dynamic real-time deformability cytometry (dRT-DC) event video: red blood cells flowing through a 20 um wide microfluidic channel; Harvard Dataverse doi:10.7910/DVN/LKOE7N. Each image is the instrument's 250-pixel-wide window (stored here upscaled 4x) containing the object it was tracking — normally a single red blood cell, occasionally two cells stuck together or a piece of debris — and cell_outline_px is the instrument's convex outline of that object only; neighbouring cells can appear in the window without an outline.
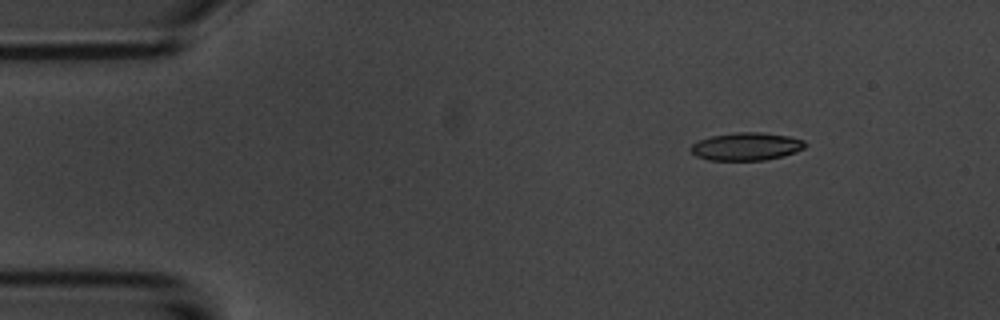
{"species": "common noctule bat (a hibernating species)", "species_latin": "Nyctalus noctula", "temperature_condition": "room temperature", "stored_images_in_passage": 6, "camera_frame_rate_fps": 3000, "um_per_image_px": 0.085, "animal": {"sex": "male", "body_mass_g": 20.1, "forearm_length_mm": 53.5}, "frame": {"image": 1, "passage_image": 1, "time_ms": 0.0, "image_size_px": [1000, 320], "cell_outline_px": [[808, 144], [804, 148], [784, 156], [764, 160], [708, 160], [696, 156], [688, 148], [692, 144], [700, 140], [712, 136], [736, 132], [760, 132], [788, 136], [804, 140]], "centroid_in_image_um": [63.44, 12.45], "position_along_channel_um": 21.6, "area_um2": 18.55}}
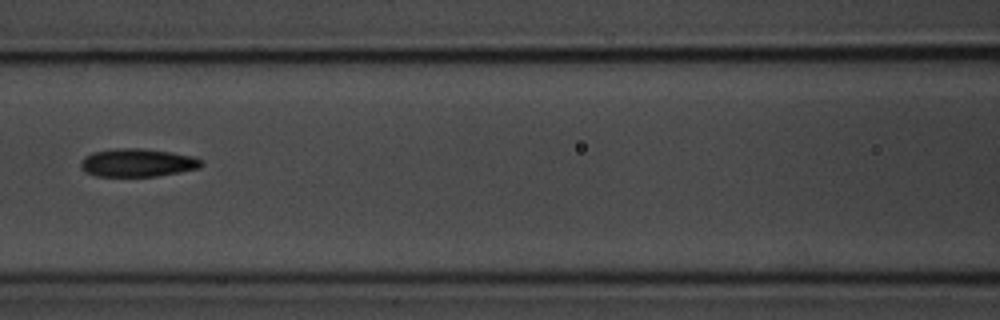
{"frame": {"image": 2, "passage_image": 6, "time_ms": 5.667, "image_size_px": [1000, 320], "cell_outline_px": [[204, 164], [200, 168], [180, 172], [156, 176], [96, 176], [84, 172], [80, 168], [80, 164], [84, 156], [92, 152], [120, 148], [140, 148], [172, 152], [196, 156], [204, 160]], "centroid_in_image_um": [11.72, 13.83], "position_along_channel_um": 154.9, "area_um2": 20.06}}